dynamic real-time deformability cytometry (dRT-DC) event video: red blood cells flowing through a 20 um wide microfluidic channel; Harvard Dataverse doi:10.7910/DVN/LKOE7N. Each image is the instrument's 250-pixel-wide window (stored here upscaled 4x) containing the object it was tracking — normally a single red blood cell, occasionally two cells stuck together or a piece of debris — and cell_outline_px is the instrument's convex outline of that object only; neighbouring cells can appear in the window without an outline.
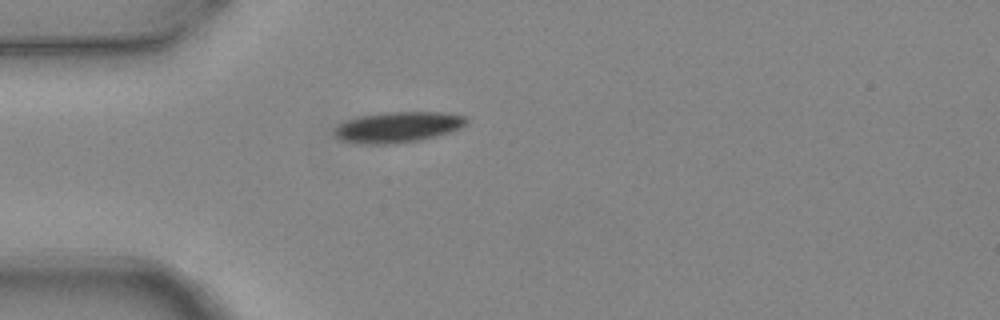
{"species": "common noctule bat (a hibernating species)", "species_latin": "Nyctalus noctula", "temperature_condition": "warm", "stored_images_in_passage": 1, "camera_frame_rate_fps": 3000, "um_per_image_px": 0.085, "animal": {"sex": "female", "body_mass_g": 24.6, "forearm_length_mm": 56.2}, "frame": {"image": 1, "passage_image": 1, "time_ms": 0.0, "image_size_px": [1000, 320], "cell_outline_px": [[468, 120], [460, 128], [436, 136], [420, 140], [396, 144], [376, 144], [340, 140], [332, 132], [332, 128], [348, 120], [360, 116], [384, 112], [444, 112], [464, 116]], "centroid_in_image_um": [33.8, 10.8], "position_along_channel_um": 51.2, "area_um2": 23.47}}